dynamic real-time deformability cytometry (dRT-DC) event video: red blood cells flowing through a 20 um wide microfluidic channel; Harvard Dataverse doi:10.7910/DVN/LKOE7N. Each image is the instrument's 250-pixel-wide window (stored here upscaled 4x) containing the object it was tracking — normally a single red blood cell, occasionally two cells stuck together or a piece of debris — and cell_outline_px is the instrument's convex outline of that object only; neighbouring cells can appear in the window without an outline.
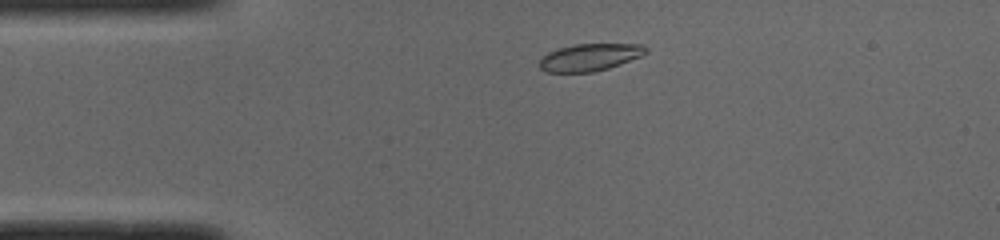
{"species": "common noctule bat (a hibernating species)", "species_latin": "Nyctalus noctula", "temperature_condition": "cold", "stored_images_in_passage": 45, "camera_frame_rate_fps": 3000, "um_per_image_px": 0.085, "animal": {"sex": "male", "body_mass_g": 19.0, "forearm_length_mm": 50.8}, "frame": {"image": 1, "passage_image": 5, "time_ms": 1.333, "image_size_px": [1000, 240], "cell_outline_px": [[648, 52], [640, 56], [620, 64], [608, 68], [592, 72], [544, 72], [540, 68], [540, 60], [548, 52], [560, 48], [576, 44], [644, 44], [648, 48]], "centroid_in_image_um": [50.15, 4.86], "position_along_channel_um": 34.8, "area_um2": 16.76}}
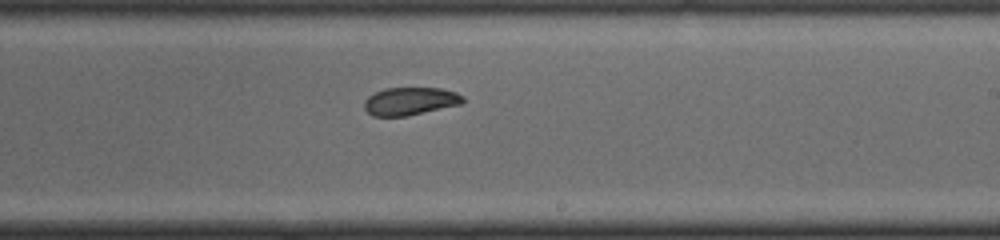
{"frame": {"image": 2, "passage_image": 24, "time_ms": 7.667, "image_size_px": [1000, 240], "cell_outline_px": [[464, 100], [460, 104], [404, 116], [372, 116], [364, 108], [364, 100], [368, 96], [384, 88], [440, 88], [456, 92], [464, 96]], "centroid_in_image_um": [34.83, 8.59], "position_along_channel_um": 254.2, "area_um2": 15.84}}
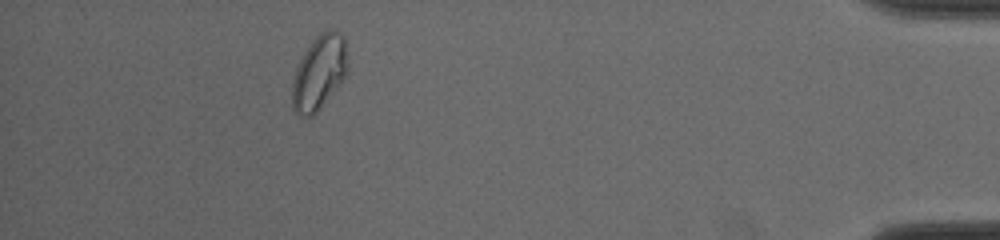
{"frame": {"image": 3, "passage_image": 40, "time_ms": 13.0, "image_size_px": [1000, 240], "cell_outline_px": [[348, 72], [336, 88], [320, 108], [312, 116], [296, 116], [292, 108], [292, 80], [296, 68], [304, 52], [312, 40], [320, 32], [328, 28], [340, 32], [344, 36], [348, 64]], "centroid_in_image_um": [27.12, 6.15], "position_along_channel_um": 408.1, "area_um2": 24.28}, "authors_computed_cell_mechanics": {"area_um2": 17.051, "velocity_mm_per_s": 3.9606, "shape_relaxation_time_tau1_ms": 8.4006, "shape_relaxation_time_tau2_ms": 2.5553, "deformation_change_tau1": 0.1765, "deformation_change_tau2": 0.0535}}